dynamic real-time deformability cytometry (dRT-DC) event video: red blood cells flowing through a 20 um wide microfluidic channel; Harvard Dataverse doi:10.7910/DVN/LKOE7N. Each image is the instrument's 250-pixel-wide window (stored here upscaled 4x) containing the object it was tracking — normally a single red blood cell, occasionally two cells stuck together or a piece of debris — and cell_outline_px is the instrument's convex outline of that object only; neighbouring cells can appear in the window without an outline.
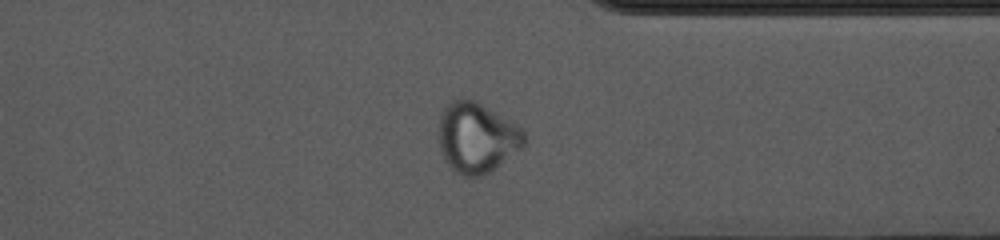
{"species": "common noctule bat (a hibernating species)", "species_latin": "Nyctalus noctula", "temperature_condition": "cold", "stored_images_in_passage": 48, "camera_frame_rate_fps": 3000, "um_per_image_px": 0.085, "animal": {"sex": "female", "body_mass_g": 10.0, "forearm_length_mm": 53.1}, "frame": {"image": 1, "passage_image": 35, "time_ms": 11.333, "image_size_px": [1000, 240], "cell_outline_px": [[528, 140], [520, 148], [496, 168], [480, 176], [464, 176], [452, 168], [444, 160], [440, 152], [440, 116], [444, 108], [452, 100], [460, 96], [476, 100], [516, 124], [524, 132]], "centroid_in_image_um": [40.53, 11.67], "position_along_channel_um": 370.9, "area_um2": 34.91}}